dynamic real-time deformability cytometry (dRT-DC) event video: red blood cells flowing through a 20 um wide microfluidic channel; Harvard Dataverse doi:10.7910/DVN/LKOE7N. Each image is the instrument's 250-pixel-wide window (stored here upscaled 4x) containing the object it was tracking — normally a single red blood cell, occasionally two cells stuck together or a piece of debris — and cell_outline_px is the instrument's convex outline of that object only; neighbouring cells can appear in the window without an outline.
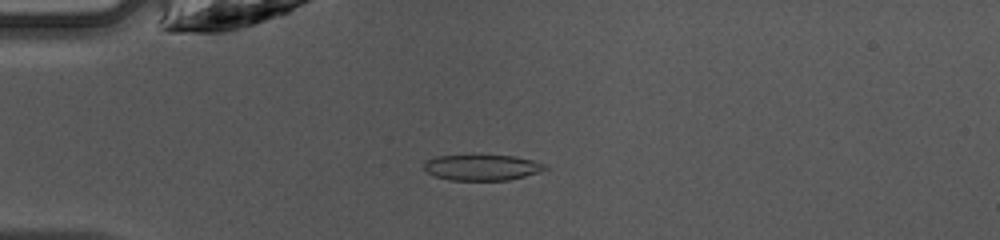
{"species": "common noctule bat (a hibernating species)", "species_latin": "Nyctalus noctula", "temperature_condition": "warm", "stored_images_in_passage": 43, "camera_frame_rate_fps": 3000, "um_per_image_px": 0.085, "animal": {"sex": "female", "body_mass_g": 10.0, "forearm_length_mm": 53.1}, "frame": {"image": 1, "passage_image": 8, "time_ms": 2.333, "image_size_px": [1000, 240], "cell_outline_px": [[548, 168], [524, 176], [508, 180], [448, 180], [436, 176], [428, 172], [424, 168], [424, 164], [428, 160], [436, 156], [480, 152], [516, 156], [548, 164]], "centroid_in_image_um": [40.97, 14.17], "position_along_channel_um": 44.0, "area_um2": 19.02}}
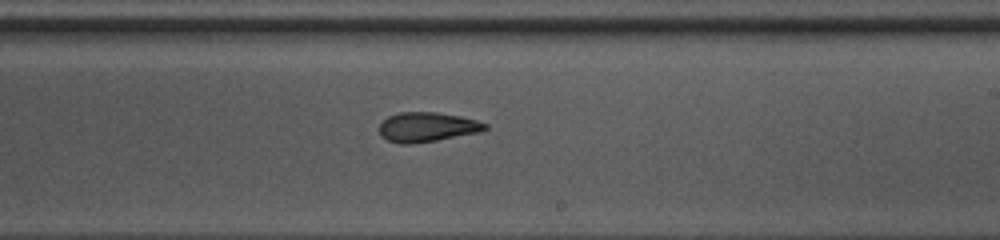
{"frame": {"image": 2, "passage_image": 24, "time_ms": 7.667, "image_size_px": [1000, 240], "cell_outline_px": [[488, 128], [480, 132], [436, 140], [408, 144], [400, 144], [388, 140], [380, 136], [380, 124], [388, 116], [400, 112], [436, 112], [460, 116], [476, 120], [488, 124]], "centroid_in_image_um": [36.3, 10.79], "position_along_channel_um": 252.7, "area_um2": 18.15}}
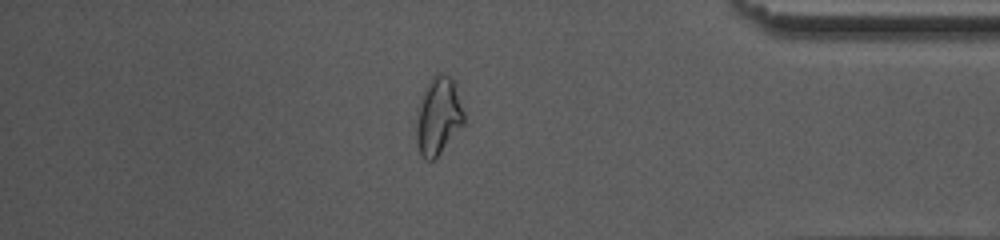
{"frame": {"image": 3, "passage_image": 36, "time_ms": 11.667, "image_size_px": [1000, 240], "cell_outline_px": [[464, 124], [440, 152], [432, 160], [428, 160], [420, 152], [416, 140], [416, 116], [420, 96], [428, 80], [432, 76], [440, 72], [452, 76], [464, 112]], "centroid_in_image_um": [37.24, 9.79], "position_along_channel_um": 398.0, "area_um2": 21.56}, "authors_computed_cell_mechanics": {"area_um2": 19.0162, "velocity_mm_per_s": 4.2623, "shape_relaxation_time_tau1_ms": 6.0225, "shape_relaxation_time_tau2_ms": 1.493, "deformation_change_tau1": 0.1803, "deformation_change_tau2": 0.0781}}